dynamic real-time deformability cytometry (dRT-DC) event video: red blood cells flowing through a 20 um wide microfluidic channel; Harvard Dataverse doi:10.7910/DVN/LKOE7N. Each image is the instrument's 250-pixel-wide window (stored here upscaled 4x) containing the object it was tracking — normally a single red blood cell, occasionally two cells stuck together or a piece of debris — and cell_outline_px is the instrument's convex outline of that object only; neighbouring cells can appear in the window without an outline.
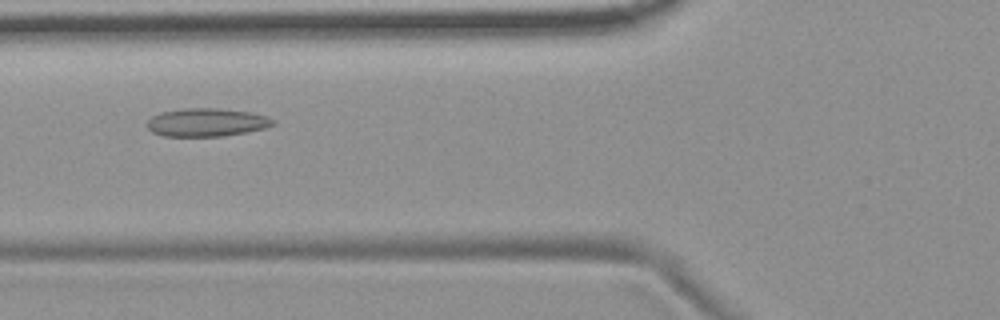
{"species": "common noctule bat (a hibernating species)", "species_latin": "Nyctalus noctula", "temperature_condition": "room temperature", "stored_images_in_passage": 46, "camera_frame_rate_fps": 3000, "um_per_image_px": 0.085, "animal": {"sex": "female", "body_mass_g": 19.9}, "frame": {"image": 1, "passage_image": 12, "time_ms": 3.667, "image_size_px": [1000, 320], "cell_outline_px": [[276, 124], [264, 128], [244, 132], [220, 136], [164, 136], [152, 132], [144, 124], [152, 116], [160, 112], [184, 108], [216, 108], [248, 112], [268, 116], [276, 120]], "centroid_in_image_um": [17.54, 10.39], "position_along_channel_um": 108.3, "area_um2": 20.69}}
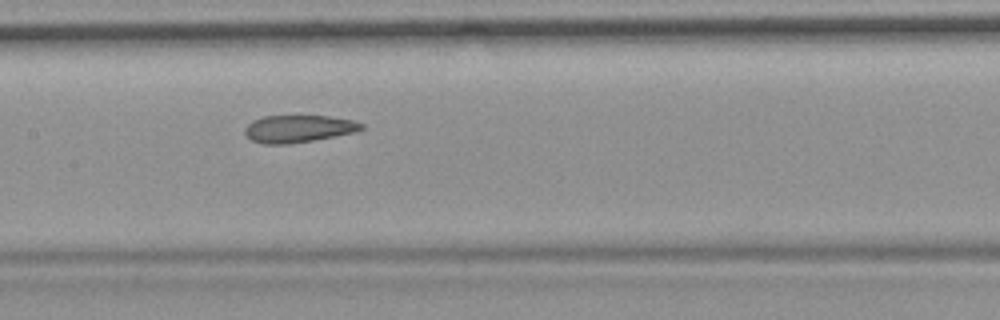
{"frame": {"image": 2, "passage_image": 18, "time_ms": 5.667, "image_size_px": [1000, 320], "cell_outline_px": [[364, 128], [356, 132], [336, 136], [288, 144], [264, 144], [252, 140], [244, 132], [244, 128], [252, 120], [264, 116], [328, 116], [352, 120], [364, 124]], "centroid_in_image_um": [25.37, 10.94], "position_along_channel_um": 182.0, "area_um2": 18.5}}
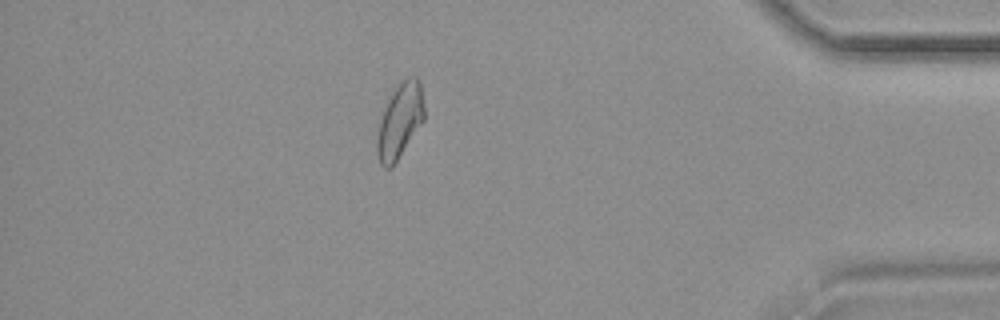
{"frame": {"image": 3, "passage_image": 39, "time_ms": 12.667, "image_size_px": [1000, 320], "cell_outline_px": [[424, 120], [392, 168], [384, 168], [380, 164], [376, 152], [376, 136], [380, 120], [388, 100], [392, 92], [400, 80], [408, 76], [416, 76], [420, 80], [424, 108]], "centroid_in_image_um": [33.98, 10.27], "position_along_channel_um": 401.2, "area_um2": 20.69}, "authors_computed_cell_mechanics": {"area_um2": 19.941, "velocity_mm_per_s": 3.6808, "shape_relaxation_time_tau1_ms": null, "shape_relaxation_time_tau2_ms": 2.1822, "deformation_change_tau1": null, "deformation_change_tau2": 0.0777}}